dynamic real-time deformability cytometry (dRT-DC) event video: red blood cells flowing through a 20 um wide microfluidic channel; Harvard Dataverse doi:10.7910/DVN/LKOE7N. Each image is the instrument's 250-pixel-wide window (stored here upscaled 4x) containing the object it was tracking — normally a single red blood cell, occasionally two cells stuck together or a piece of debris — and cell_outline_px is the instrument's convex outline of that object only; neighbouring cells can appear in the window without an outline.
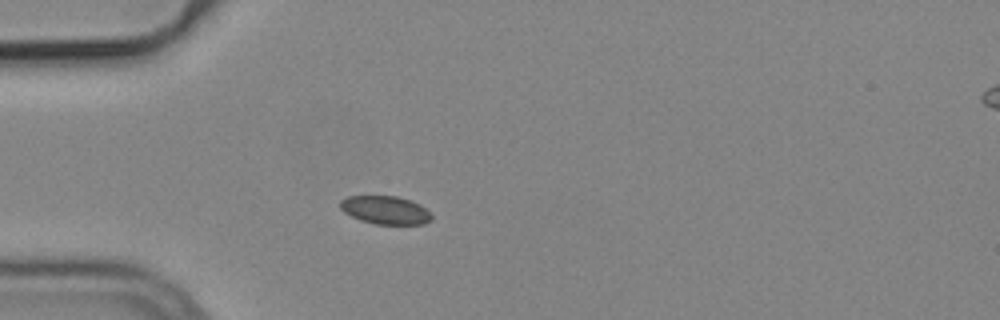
{"species": "common noctule bat (a hibernating species)", "species_latin": "Nyctalus noctula", "temperature_condition": "cold", "stored_images_in_passage": 40, "camera_frame_rate_fps": 3000, "um_per_image_px": 0.085, "animal": {"sex": "male", "body_mass_g": 19.2, "forearm_length_mm": 51.8}, "frame": {"image": 1, "passage_image": 1, "time_ms": 0.0, "image_size_px": [1000, 320], "cell_outline_px": [[432, 220], [424, 224], [376, 224], [360, 220], [344, 212], [340, 208], [340, 200], [348, 196], [396, 196], [420, 204], [432, 216]], "centroid_in_image_um": [32.74, 17.86], "position_along_channel_um": 52.3, "area_um2": 14.91}}
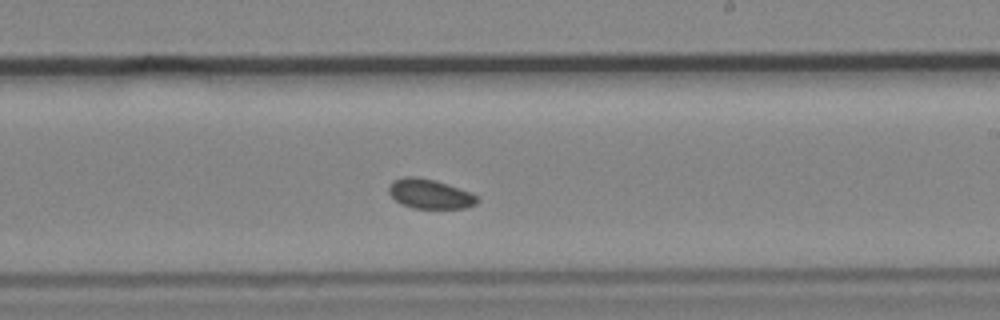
{"frame": {"image": 2, "passage_image": 18, "time_ms": 5.667, "image_size_px": [1000, 320], "cell_outline_px": [[480, 200], [476, 204], [464, 208], [412, 208], [400, 204], [388, 192], [388, 188], [392, 180], [404, 176], [416, 176], [436, 180], [468, 192], [476, 196]], "centroid_in_image_um": [36.49, 16.47], "position_along_channel_um": 252.5, "area_um2": 15.2}}
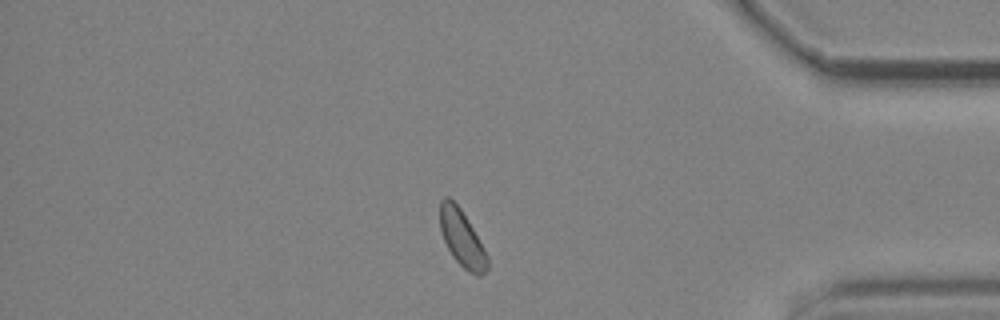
{"frame": {"image": 3, "passage_image": 32, "time_ms": 10.333, "image_size_px": [1000, 320], "cell_outline_px": [[488, 268], [480, 276], [476, 276], [468, 272], [452, 256], [444, 240], [440, 228], [440, 200], [444, 196], [448, 196], [460, 208], [468, 220], [484, 248], [488, 256]], "centroid_in_image_um": [39.26, 20.26], "position_along_channel_um": 395.9, "area_um2": 15.55}}